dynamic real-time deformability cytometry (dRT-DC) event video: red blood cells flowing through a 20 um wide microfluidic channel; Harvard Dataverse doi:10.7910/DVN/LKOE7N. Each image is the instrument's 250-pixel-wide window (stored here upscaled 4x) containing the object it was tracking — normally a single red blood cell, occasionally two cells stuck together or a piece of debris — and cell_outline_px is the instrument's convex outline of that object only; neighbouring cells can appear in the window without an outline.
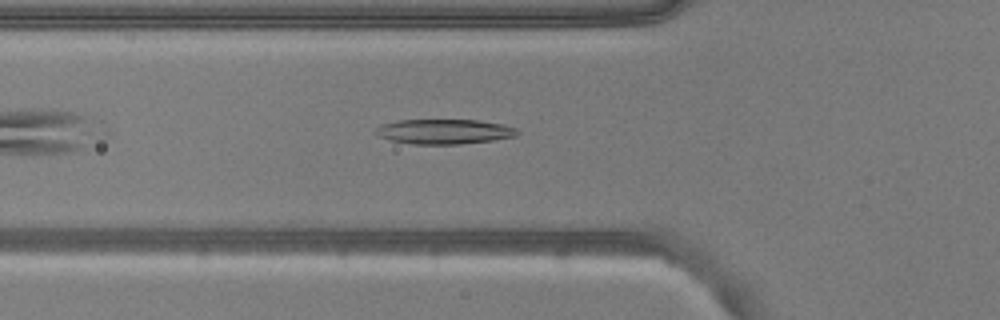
{"species": "common noctule bat (a hibernating species)", "species_latin": "Nyctalus noctula", "temperature_condition": "warm", "stored_images_in_passage": 33, "camera_frame_rate_fps": 3000, "um_per_image_px": 0.085, "animal": {"sex": "male", "body_mass_g": 20.5, "forearm_length_mm": 52.5}, "frame": {"image": 1, "passage_image": 6, "time_ms": 1.667, "image_size_px": [1000, 320], "cell_outline_px": [[520, 132], [516, 136], [492, 140], [460, 144], [412, 144], [392, 140], [380, 136], [372, 132], [380, 124], [400, 120], [480, 120], [504, 124], [516, 128]], "centroid_in_image_um": [37.77, 11.17], "position_along_channel_um": 88.0, "area_um2": 20.58}}
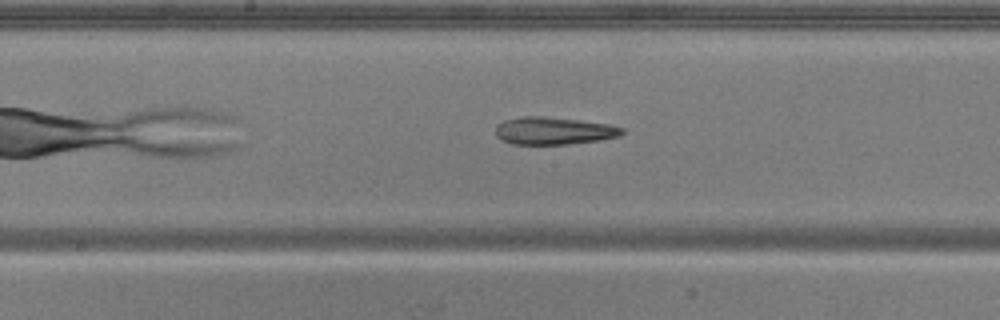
{"frame": {"image": 2, "passage_image": 15, "time_ms": 4.667, "image_size_px": [1000, 320], "cell_outline_px": [[624, 132], [620, 136], [600, 140], [568, 144], [512, 144], [500, 140], [496, 136], [496, 124], [504, 120], [524, 116], [544, 116], [608, 124], [624, 128]], "centroid_in_image_um": [47.04, 11.12], "position_along_channel_um": 201.2, "area_um2": 20.29}}
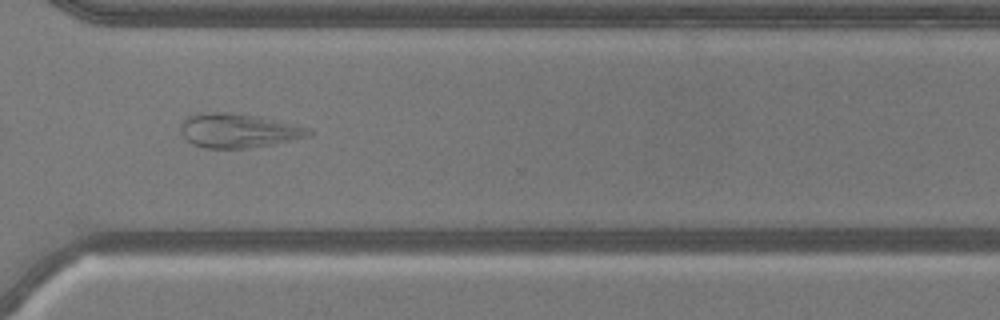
{"frame": {"image": 3, "passage_image": 27, "time_ms": 8.667, "image_size_px": [1000, 320], "cell_outline_px": [[312, 132], [308, 136], [272, 144], [248, 148], [208, 148], [192, 144], [180, 132], [180, 124], [188, 116], [200, 112], [232, 112], [260, 116], [308, 128]], "centroid_in_image_um": [20.2, 11.08], "position_along_channel_um": 350.4, "area_um2": 25.37}, "authors_computed_cell_mechanics": {"area_um2": 20.7502, "velocity_mm_per_s": 3.7403, "shape_relaxation_time_tau1_ms": null, "shape_relaxation_time_tau2_ms": 3.6842, "deformation_change_tau1": null, "deformation_change_tau2": 0.106}}